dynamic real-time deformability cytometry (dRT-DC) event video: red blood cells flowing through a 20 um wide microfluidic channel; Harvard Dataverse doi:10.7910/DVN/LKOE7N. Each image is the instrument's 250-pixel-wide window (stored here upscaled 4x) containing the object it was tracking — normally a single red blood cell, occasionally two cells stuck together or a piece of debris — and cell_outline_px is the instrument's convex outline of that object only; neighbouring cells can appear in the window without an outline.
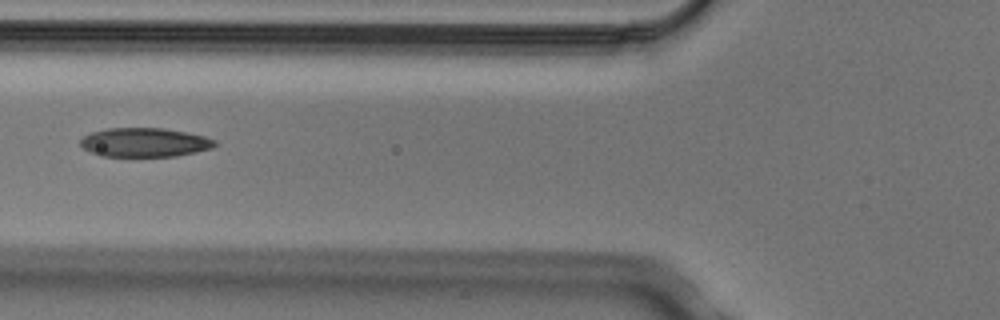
{"species": "Egyptian fruit bat (a non-hibernating species)", "species_latin": "Rousettus aegyptiacus", "temperature_condition": "cold", "stored_images_in_passage": 6, "camera_frame_rate_fps": 3000, "um_per_image_px": 0.085, "animal": {"sex": "male"}, "frame": {"image": 1, "passage_image": 5, "time_ms": 1.333, "image_size_px": [1000, 320], "cell_outline_px": [[216, 144], [212, 148], [196, 152], [176, 156], [100, 156], [84, 148], [80, 144], [80, 140], [84, 136], [92, 132], [108, 128], [164, 128], [204, 136], [216, 140]], "centroid_in_image_um": [12.29, 12.1], "position_along_channel_um": 113.5, "area_um2": 22.6}}